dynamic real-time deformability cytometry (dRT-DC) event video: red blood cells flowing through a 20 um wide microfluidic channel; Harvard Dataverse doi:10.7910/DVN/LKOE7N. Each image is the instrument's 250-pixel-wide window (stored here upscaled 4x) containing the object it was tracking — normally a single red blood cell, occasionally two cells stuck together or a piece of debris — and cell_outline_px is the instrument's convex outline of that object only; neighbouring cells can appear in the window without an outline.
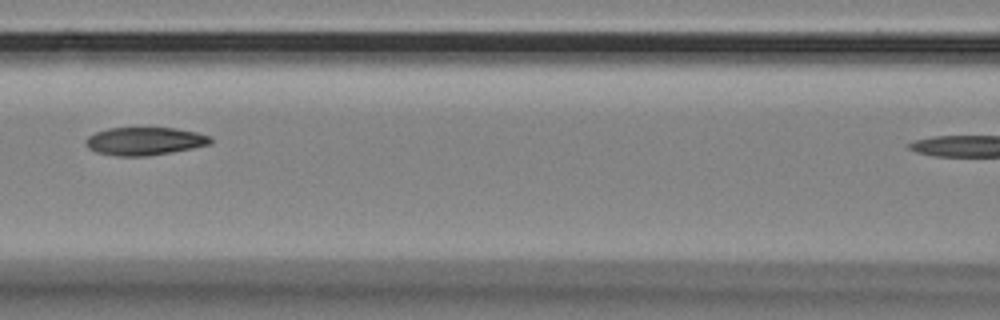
{"species": "Egyptian fruit bat (a non-hibernating species)", "species_latin": "Rousettus aegyptiacus", "temperature_condition": "room temperature", "stored_images_in_passage": 8, "camera_frame_rate_fps": 3000, "um_per_image_px": 0.085, "animal": {"sex": "female"}, "frame": {"image": 1, "passage_image": 7, "time_ms": 7.0, "image_size_px": [1000, 320], "cell_outline_px": [[212, 144], [172, 152], [148, 156], [116, 156], [96, 152], [88, 148], [84, 144], [84, 140], [88, 136], [96, 132], [108, 128], [176, 128], [196, 132], [212, 136]], "centroid_in_image_um": [12.29, 12.0], "position_along_channel_um": 154.3, "area_um2": 20.52}}